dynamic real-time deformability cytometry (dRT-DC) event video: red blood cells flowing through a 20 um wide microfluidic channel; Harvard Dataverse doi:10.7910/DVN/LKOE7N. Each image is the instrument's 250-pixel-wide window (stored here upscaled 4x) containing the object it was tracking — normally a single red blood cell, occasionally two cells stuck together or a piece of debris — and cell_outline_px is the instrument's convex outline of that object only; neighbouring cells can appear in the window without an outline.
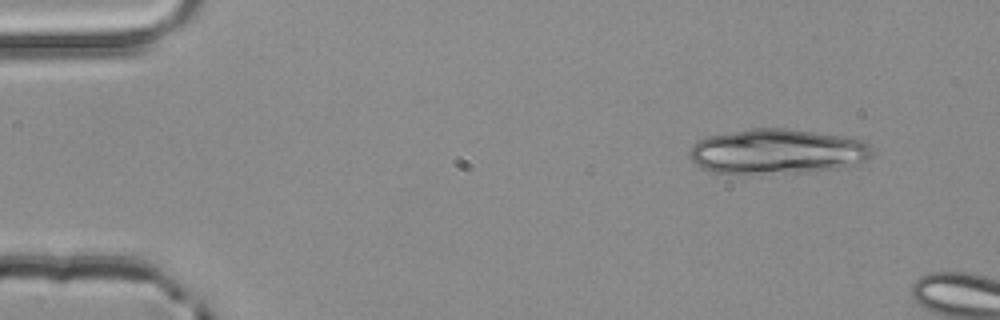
{"species": "common noctule bat (a hibernating species)", "species_latin": "Nyctalus noctula", "temperature_condition": "room temperature", "stored_images_in_passage": 4, "camera_frame_rate_fps": 3000, "um_per_image_px": 0.085, "animal": {"sex": "male", "body_mass_g": 20.4}, "frame": {"image": 1, "passage_image": 1, "time_ms": 0.0, "image_size_px": [1000, 320], "cell_outline_px": [[872, 156], [868, 160], [856, 164], [836, 168], [800, 172], [716, 172], [700, 168], [688, 156], [688, 152], [692, 144], [696, 140], [708, 136], [752, 128], [788, 128], [844, 136], [868, 140], [872, 148]], "centroid_in_image_um": [66.09, 12.84], "position_along_channel_um": 18.9, "area_um2": 47.8}}
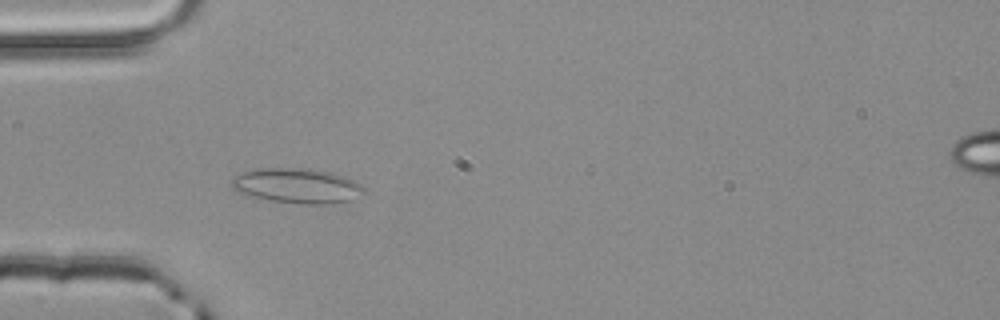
{"frame": {"image": 2, "passage_image": 4, "time_ms": 1.0, "image_size_px": [1000, 320], "cell_outline_px": [[364, 192], [352, 200], [332, 204], [300, 204], [244, 196], [232, 188], [228, 184], [240, 172], [256, 168], [300, 168], [332, 172], [344, 176], [360, 184], [364, 188]], "centroid_in_image_um": [25.19, 15.79], "position_along_channel_um": 59.8, "area_um2": 27.22}}